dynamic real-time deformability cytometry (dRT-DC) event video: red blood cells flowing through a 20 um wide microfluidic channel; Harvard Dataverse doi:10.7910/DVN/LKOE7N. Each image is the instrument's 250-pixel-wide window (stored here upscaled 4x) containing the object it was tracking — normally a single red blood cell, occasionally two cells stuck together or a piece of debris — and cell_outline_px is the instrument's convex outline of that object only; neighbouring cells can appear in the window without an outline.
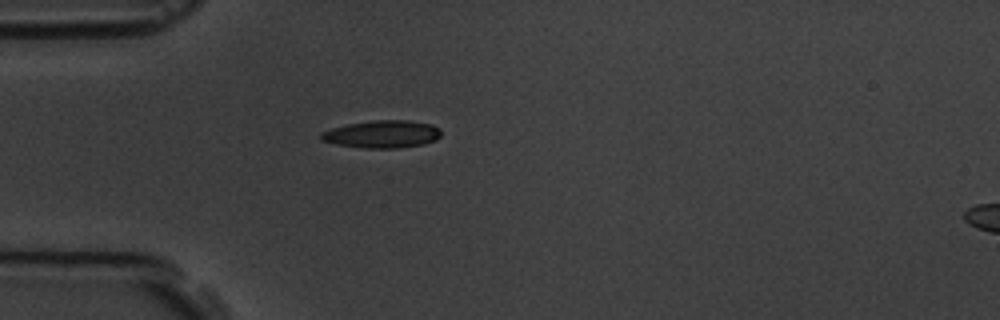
{"species": "common noctule bat (a hibernating species)", "species_latin": "Nyctalus noctula", "temperature_condition": "room temperature", "stored_images_in_passage": 2, "camera_frame_rate_fps": 3000, "um_per_image_px": 0.085, "animal": {"sex": "male", "body_mass_g": 19.5, "forearm_length_mm": 54.6}, "frame": {"image": 1, "passage_image": 1, "time_ms": 0.0, "image_size_px": [1000, 320], "cell_outline_px": [[440, 136], [436, 140], [424, 144], [400, 148], [364, 148], [336, 144], [320, 140], [320, 132], [332, 128], [348, 124], [372, 120], [408, 120], [432, 124], [440, 128]], "centroid_in_image_um": [32.49, 11.4], "position_along_channel_um": 52.5, "area_um2": 19.42}}